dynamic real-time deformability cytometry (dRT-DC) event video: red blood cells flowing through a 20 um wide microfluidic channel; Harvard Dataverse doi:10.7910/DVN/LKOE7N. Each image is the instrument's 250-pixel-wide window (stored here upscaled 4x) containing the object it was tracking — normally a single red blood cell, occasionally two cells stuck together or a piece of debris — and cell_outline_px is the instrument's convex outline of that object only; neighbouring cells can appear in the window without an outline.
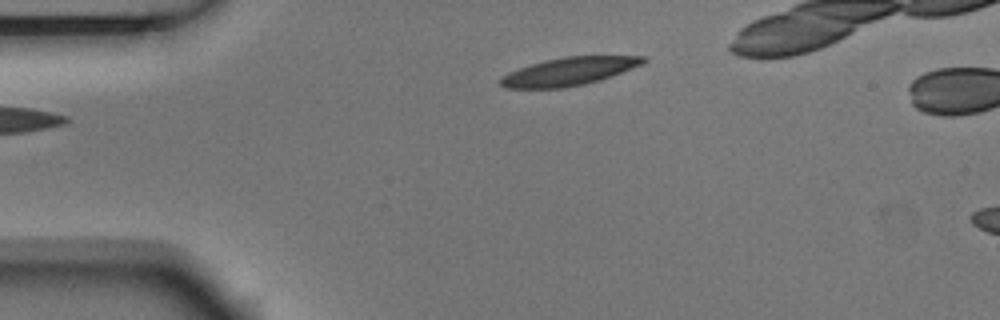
{"species": "Egyptian fruit bat (a non-hibernating species)", "species_latin": "Rousettus aegyptiacus", "temperature_condition": "room temperature", "stored_images_in_passage": 3, "camera_frame_rate_fps": 3000, "um_per_image_px": 0.085, "animal": {"sex": "male"}, "frame": {"image": 1, "passage_image": 3, "time_ms": 0.667, "image_size_px": [1000, 320], "cell_outline_px": [[648, 60], [644, 64], [600, 80], [584, 84], [564, 88], [508, 88], [500, 84], [500, 76], [520, 68], [544, 60], [564, 56], [644, 56]], "centroid_in_image_um": [48.39, 6.07], "position_along_channel_um": 36.6, "area_um2": 23.24}}